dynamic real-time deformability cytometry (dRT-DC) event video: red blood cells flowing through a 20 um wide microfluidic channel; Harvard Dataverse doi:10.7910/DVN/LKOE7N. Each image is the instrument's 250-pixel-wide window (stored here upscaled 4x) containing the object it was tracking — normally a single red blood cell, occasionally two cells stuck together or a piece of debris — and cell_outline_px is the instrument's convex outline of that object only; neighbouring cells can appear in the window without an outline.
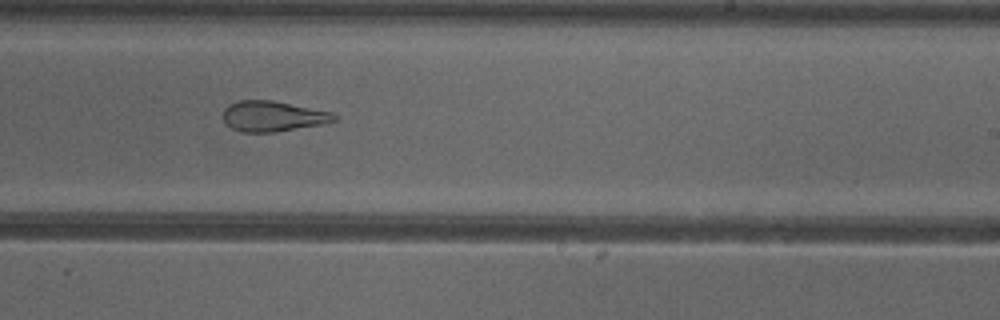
{"species": "common noctule bat (a hibernating species)", "species_latin": "Nyctalus noctula", "temperature_condition": "cold", "stored_images_in_passage": 36, "camera_frame_rate_fps": 3000, "um_per_image_px": 0.085, "animal": {"sex": "female"}, "frame": {"image": 1, "passage_image": 16, "time_ms": 5.0, "image_size_px": [1000, 320], "cell_outline_px": [[336, 120], [324, 124], [276, 132], [244, 132], [232, 128], [224, 120], [224, 108], [228, 104], [240, 100], [272, 100], [332, 112], [336, 116]], "centroid_in_image_um": [23.2, 9.88], "position_along_channel_um": 265.8, "area_um2": 19.65}, "authors_computed_cell_mechanics": {"area_um2": 22.2819, "velocity_mm_per_s": 3.9132, "shape_relaxation_time_tau1_ms": null, "shape_relaxation_time_tau2_ms": 2.1044, "deformation_change_tau1": null, "deformation_change_tau2": 0.1191}}